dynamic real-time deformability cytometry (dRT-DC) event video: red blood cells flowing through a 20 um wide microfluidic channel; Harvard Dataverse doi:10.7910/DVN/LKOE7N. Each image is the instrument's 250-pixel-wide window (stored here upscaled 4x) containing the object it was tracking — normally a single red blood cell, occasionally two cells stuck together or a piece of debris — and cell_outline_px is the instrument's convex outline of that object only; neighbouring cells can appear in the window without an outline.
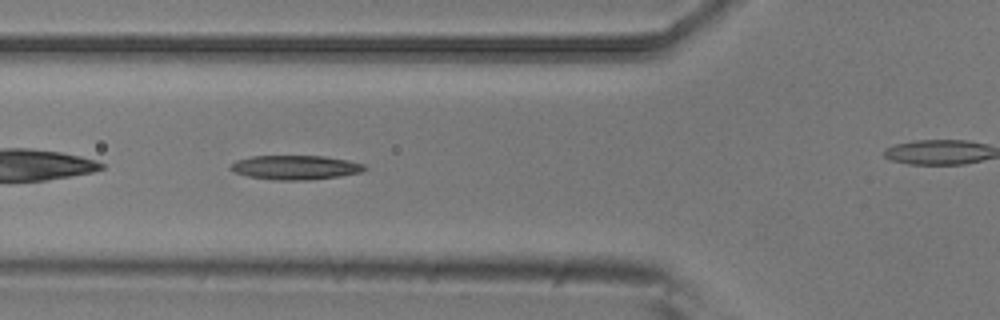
{"species": "common noctule bat (a hibernating species)", "species_latin": "Nyctalus noctula", "temperature_condition": "room temperature", "stored_images_in_passage": 6, "camera_frame_rate_fps": 3000, "um_per_image_px": 0.085, "animal": {"sex": "male", "body_mass_g": 20.5, "forearm_length_mm": 52.5}, "frame": {"image": 1, "passage_image": 3, "time_ms": 0.667, "image_size_px": [1000, 320], "cell_outline_px": [[368, 168], [360, 172], [340, 176], [304, 180], [276, 180], [248, 176], [236, 172], [228, 168], [236, 160], [252, 156], [324, 156], [348, 160], [364, 164]], "centroid_in_image_um": [25.12, 14.22], "position_along_channel_um": 100.7, "area_um2": 18.79}}
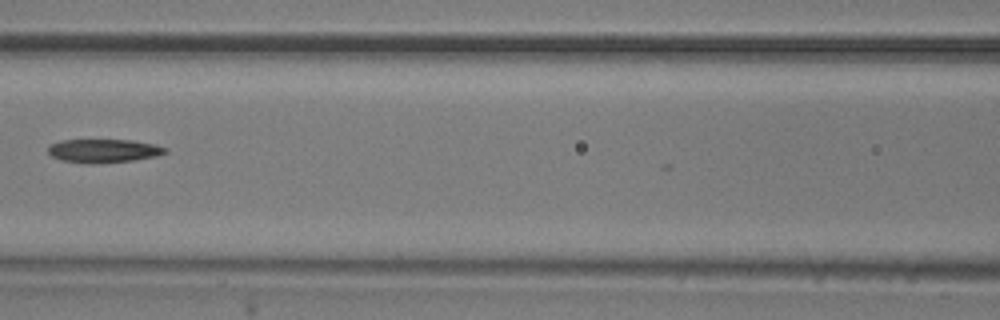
{"frame": {"image": 2, "passage_image": 5, "time_ms": 1.333, "image_size_px": [1000, 320], "cell_outline_px": [[168, 152], [156, 156], [132, 160], [92, 164], [60, 160], [52, 156], [48, 152], [48, 148], [52, 144], [60, 140], [132, 140], [152, 144], [168, 148]], "centroid_in_image_um": [8.8, 12.82], "position_along_channel_um": 157.8, "area_um2": 15.95}}
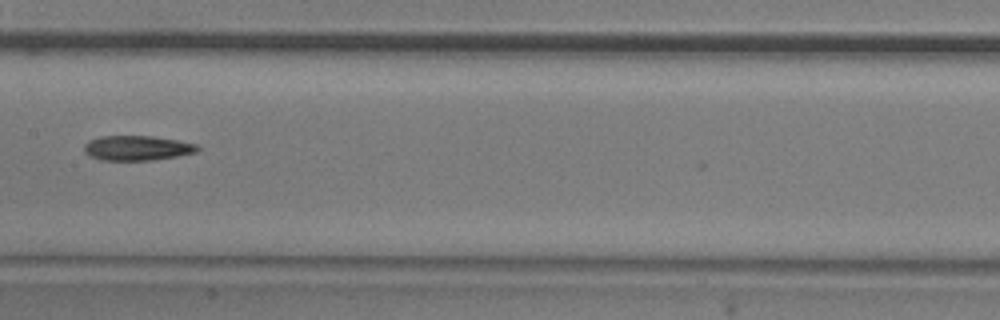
{"frame": {"image": 3, "passage_image": 6, "time_ms": 1.667, "image_size_px": [1000, 320], "cell_outline_px": [[200, 148], [196, 152], [176, 156], [152, 160], [100, 160], [88, 156], [84, 152], [84, 144], [88, 140], [100, 136], [152, 136], [180, 140], [196, 144]], "centroid_in_image_um": [11.62, 12.58], "position_along_channel_um": 195.8, "area_um2": 16.53}}